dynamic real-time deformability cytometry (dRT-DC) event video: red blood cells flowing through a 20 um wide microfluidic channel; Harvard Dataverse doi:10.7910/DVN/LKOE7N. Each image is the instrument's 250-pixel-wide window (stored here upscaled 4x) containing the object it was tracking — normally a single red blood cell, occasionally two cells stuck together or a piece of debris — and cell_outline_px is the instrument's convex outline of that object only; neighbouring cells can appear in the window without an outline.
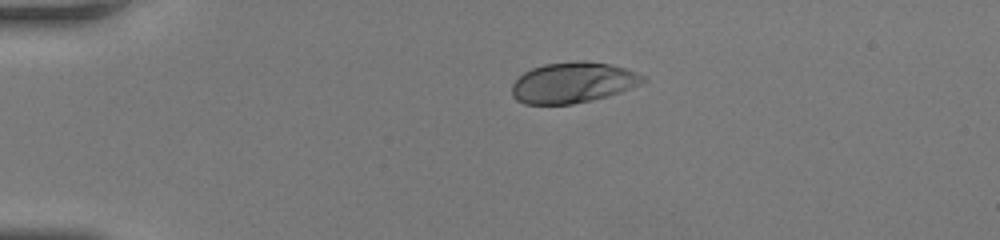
{"species": "human", "species_latin": "Homo sapiens", "temperature_condition": "room temperature", "stored_images_in_passage": 39, "camera_frame_rate_fps": 3000, "um_per_image_px": 0.085, "donor": {"sex": "female"}, "frame": {"image": 1, "passage_image": 1, "time_ms": 0.0, "image_size_px": [1000, 240], "cell_outline_px": [[648, 80], [640, 84], [608, 96], [592, 100], [572, 104], [524, 104], [516, 100], [512, 96], [512, 84], [524, 72], [532, 68], [544, 64], [580, 60], [608, 64], [624, 68], [648, 76]], "centroid_in_image_um": [48.7, 7.02], "position_along_channel_um": 36.3, "area_um2": 31.1}}
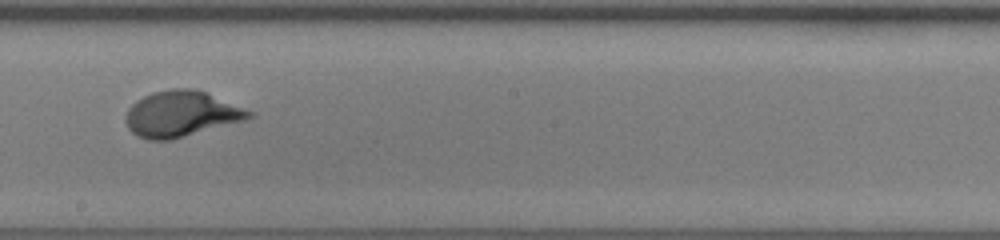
{"frame": {"image": 2, "passage_image": 19, "time_ms": 6.0, "image_size_px": [1000, 240], "cell_outline_px": [[256, 116], [244, 120], [172, 140], [148, 140], [136, 136], [128, 128], [124, 120], [128, 108], [136, 100], [152, 92], [172, 88], [192, 88], [204, 92], [256, 112]], "centroid_in_image_um": [15.39, 9.69], "position_along_channel_um": 232.8, "area_um2": 33.06}}
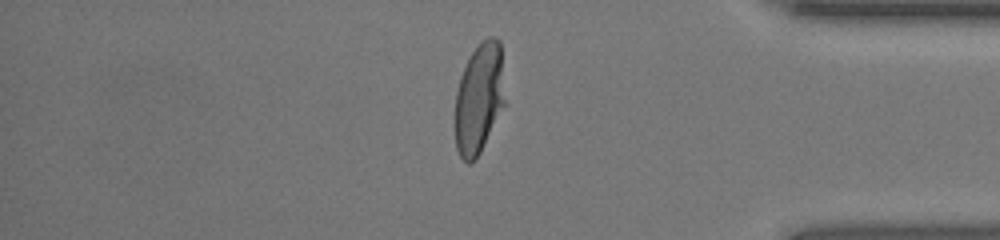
{"frame": {"image": 3, "passage_image": 32, "time_ms": 10.333, "image_size_px": [1000, 240], "cell_outline_px": [[504, 104], [480, 152], [472, 164], [468, 164], [460, 156], [456, 148], [456, 92], [460, 76], [472, 52], [488, 36], [496, 36], [500, 40], [504, 100]], "centroid_in_image_um": [40.71, 8.36], "position_along_channel_um": 394.5, "area_um2": 31.44}, "authors_computed_cell_mechanics": {"area_um2": 32.368, "velocity_mm_per_s": 4.1962, "shape_relaxation_time_tau1_ms": 2.905, "shape_relaxation_time_tau2_ms": null, "deformation_change_tau1": 0.2035, "deformation_change_tau2": null}}